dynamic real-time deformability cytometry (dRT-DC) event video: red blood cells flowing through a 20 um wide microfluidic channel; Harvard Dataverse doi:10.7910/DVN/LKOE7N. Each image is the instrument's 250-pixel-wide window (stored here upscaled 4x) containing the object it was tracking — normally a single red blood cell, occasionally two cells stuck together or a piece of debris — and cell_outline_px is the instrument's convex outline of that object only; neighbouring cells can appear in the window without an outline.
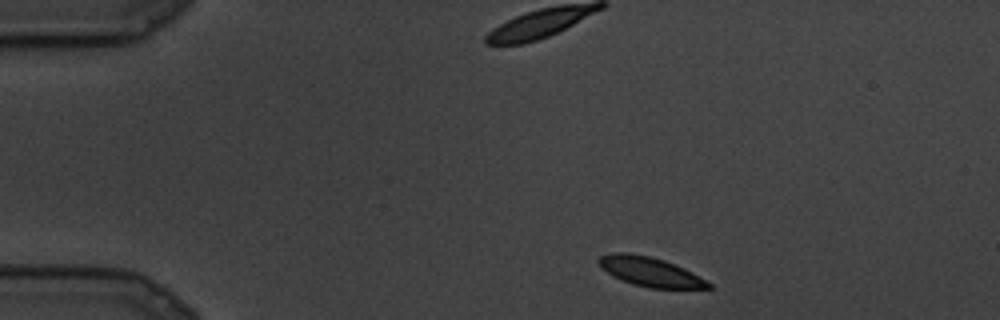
{"species": "common noctule bat (a hibernating species)", "species_latin": "Nyctalus noctula", "temperature_condition": "cold", "stored_images_in_passage": 14, "camera_frame_rate_fps": 3000, "um_per_image_px": 0.085, "animal": {"sex": "male", "body_mass_g": 19.5, "forearm_length_mm": 54.6}, "frame": {"image": 1, "passage_image": 1, "time_ms": 0.0, "image_size_px": [1000, 320], "cell_outline_px": [[712, 288], [648, 288], [632, 284], [620, 280], [612, 276], [596, 260], [600, 256], [612, 252], [628, 252], [652, 256], [664, 260], [684, 268], [692, 272], [712, 284]], "centroid_in_image_um": [55.24, 23.09], "position_along_channel_um": 29.8, "area_um2": 18.79}}
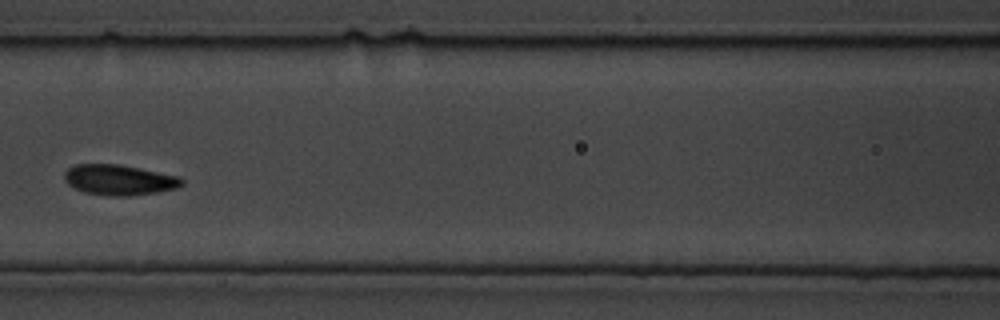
{"frame": {"image": 2, "passage_image": 8, "time_ms": 2.333, "image_size_px": [1000, 320], "cell_outline_px": [[184, 184], [176, 188], [156, 192], [128, 196], [108, 196], [84, 192], [68, 184], [64, 176], [64, 172], [68, 168], [76, 164], [120, 164], [180, 176], [184, 180]], "centroid_in_image_um": [10.15, 15.28], "position_along_channel_um": 156.5, "area_um2": 20.87}}
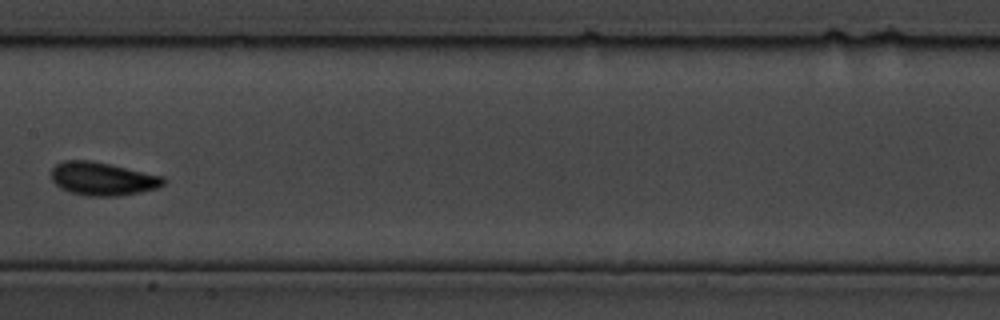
{"frame": {"image": 3, "passage_image": 10, "time_ms": 3.0, "image_size_px": [1000, 320], "cell_outline_px": [[164, 184], [156, 188], [140, 192], [116, 196], [88, 196], [72, 192], [60, 188], [52, 180], [52, 168], [56, 164], [64, 160], [88, 160], [108, 164], [164, 176]], "centroid_in_image_um": [8.7, 15.19], "position_along_channel_um": 198.7, "area_um2": 21.44}}